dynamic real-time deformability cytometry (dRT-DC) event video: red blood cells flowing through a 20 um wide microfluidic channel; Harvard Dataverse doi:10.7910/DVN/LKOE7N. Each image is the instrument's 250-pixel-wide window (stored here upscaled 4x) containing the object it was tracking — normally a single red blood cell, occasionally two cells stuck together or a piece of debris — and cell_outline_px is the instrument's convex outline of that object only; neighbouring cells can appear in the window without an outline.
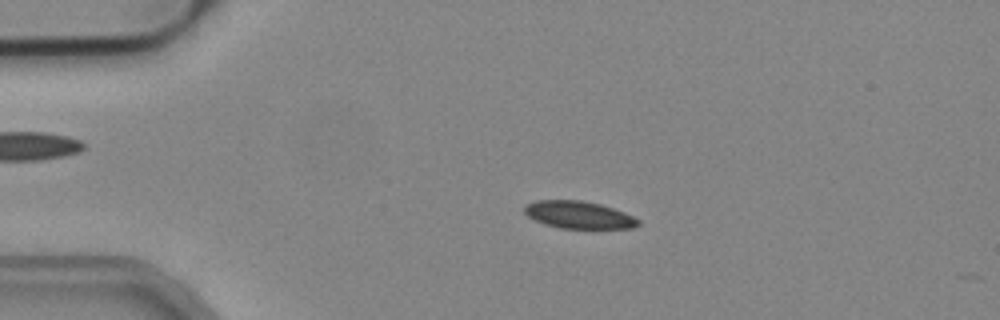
{"species": "common noctule bat (a hibernating species)", "species_latin": "Nyctalus noctula", "temperature_condition": "cold", "stored_images_in_passage": 52, "camera_frame_rate_fps": 3000, "um_per_image_px": 0.085, "animal": {"sex": "male", "body_mass_g": 19.2, "forearm_length_mm": 51.8}, "frame": {"image": 1, "passage_image": 11, "time_ms": 3.333, "image_size_px": [1000, 320], "cell_outline_px": [[640, 224], [632, 228], [560, 228], [544, 224], [528, 216], [524, 212], [524, 208], [528, 204], [536, 200], [580, 200], [600, 204], [624, 212], [640, 220]], "centroid_in_image_um": [49.2, 18.26], "position_along_channel_um": 35.8, "area_um2": 17.98}}
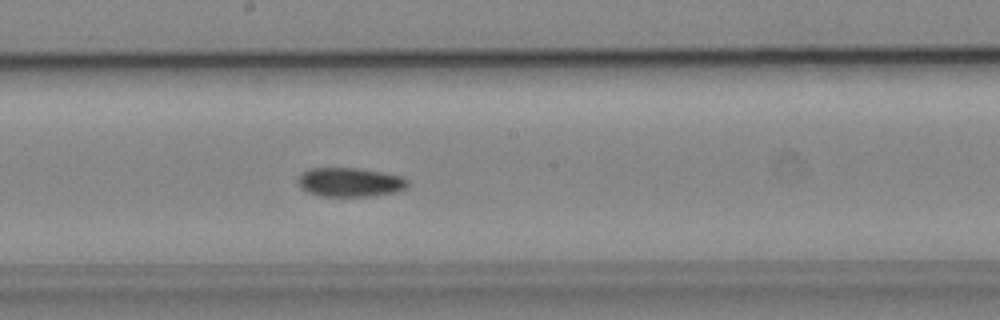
{"frame": {"image": 2, "passage_image": 28, "time_ms": 9.0, "image_size_px": [1000, 320], "cell_outline_px": [[408, 188], [400, 192], [372, 196], [324, 196], [308, 192], [300, 188], [296, 180], [308, 168], [356, 168], [380, 172], [400, 176], [408, 180]], "centroid_in_image_um": [29.77, 15.5], "position_along_channel_um": 218.4, "area_um2": 18.67}}
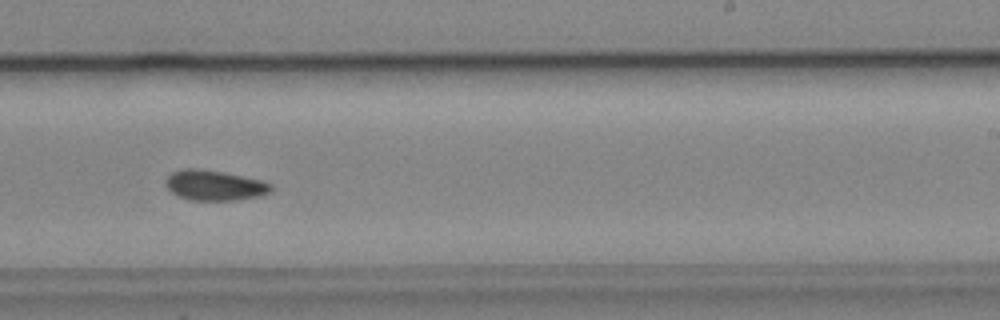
{"frame": {"image": 3, "passage_image": 32, "time_ms": 10.333, "image_size_px": [1000, 320], "cell_outline_px": [[272, 192], [260, 196], [236, 200], [188, 200], [176, 196], [164, 184], [164, 180], [172, 172], [184, 168], [196, 168], [224, 172], [264, 180], [272, 184]], "centroid_in_image_um": [18.24, 15.75], "position_along_channel_um": 270.8, "area_um2": 18.9}}